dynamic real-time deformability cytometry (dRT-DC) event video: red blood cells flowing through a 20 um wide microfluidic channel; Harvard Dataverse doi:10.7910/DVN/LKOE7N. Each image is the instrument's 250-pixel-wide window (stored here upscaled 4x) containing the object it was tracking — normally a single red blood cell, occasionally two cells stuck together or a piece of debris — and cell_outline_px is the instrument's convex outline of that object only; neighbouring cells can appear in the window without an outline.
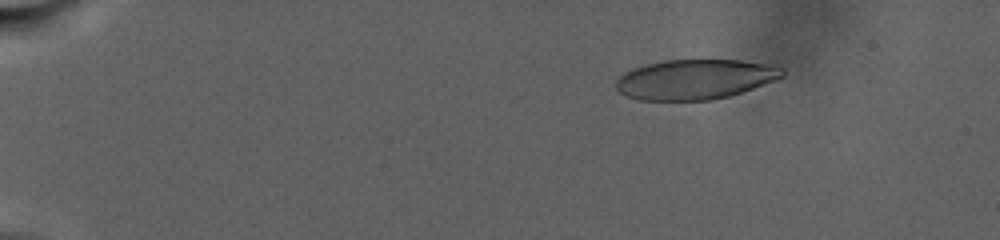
{"species": "human", "species_latin": "Homo sapiens", "temperature_condition": "warm", "stored_images_in_passage": 43, "camera_frame_rate_fps": 3000, "um_per_image_px": 0.085, "donor": {"sex": "male"}, "frame": {"image": 1, "passage_image": 1, "time_ms": 0.0, "image_size_px": [1000, 240], "cell_outline_px": [[784, 76], [776, 80], [728, 96], [712, 100], [640, 100], [628, 96], [620, 92], [616, 88], [616, 80], [624, 72], [632, 68], [644, 64], [664, 60], [740, 60], [780, 64], [784, 68]], "centroid_in_image_um": [59.12, 6.72], "position_along_channel_um": 25.9, "area_um2": 39.02}}
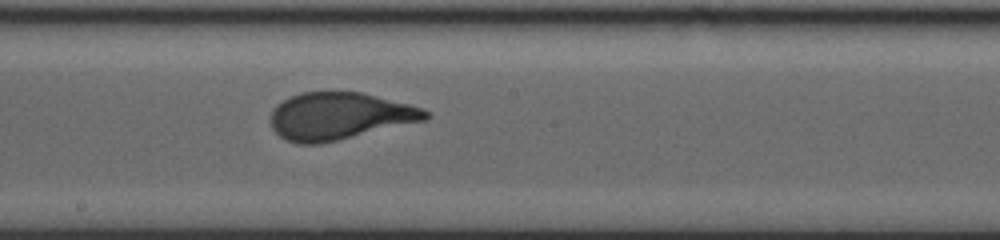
{"frame": {"image": 2, "passage_image": 24, "time_ms": 13.333, "image_size_px": [1000, 240], "cell_outline_px": [[432, 116], [428, 120], [320, 144], [296, 144], [280, 136], [272, 128], [268, 120], [276, 104], [300, 92], [360, 92], [424, 108], [432, 112]], "centroid_in_image_um": [28.87, 9.88], "position_along_channel_um": 219.3, "area_um2": 42.83}}
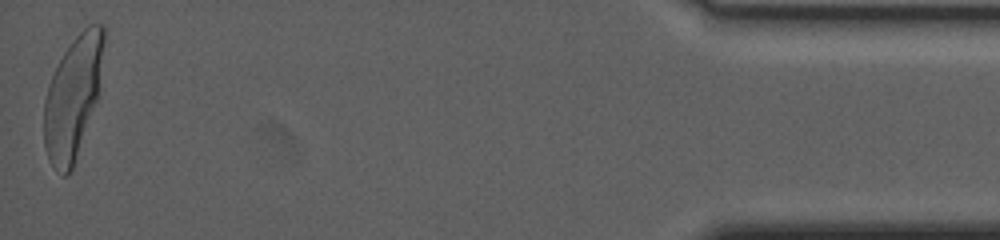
{"frame": {"image": 3, "passage_image": 43, "time_ms": 25.333, "image_size_px": [1000, 240], "cell_outline_px": [[104, 40], [96, 100], [72, 168], [68, 176], [64, 176], [56, 172], [48, 160], [44, 144], [44, 100], [48, 84], [64, 52], [72, 40], [88, 24], [104, 24]], "centroid_in_image_um": [6.15, 8.29], "position_along_channel_um": 429.0, "area_um2": 41.73}, "authors_computed_cell_mechanics": {"area_um2": 42.2518, "velocity_mm_per_s": 2.3698, "shape_relaxation_time_tau1_ms": 8.5836, "shape_relaxation_time_tau2_ms": null, "deformation_change_tau1": 0.2527, "deformation_change_tau2": null}}